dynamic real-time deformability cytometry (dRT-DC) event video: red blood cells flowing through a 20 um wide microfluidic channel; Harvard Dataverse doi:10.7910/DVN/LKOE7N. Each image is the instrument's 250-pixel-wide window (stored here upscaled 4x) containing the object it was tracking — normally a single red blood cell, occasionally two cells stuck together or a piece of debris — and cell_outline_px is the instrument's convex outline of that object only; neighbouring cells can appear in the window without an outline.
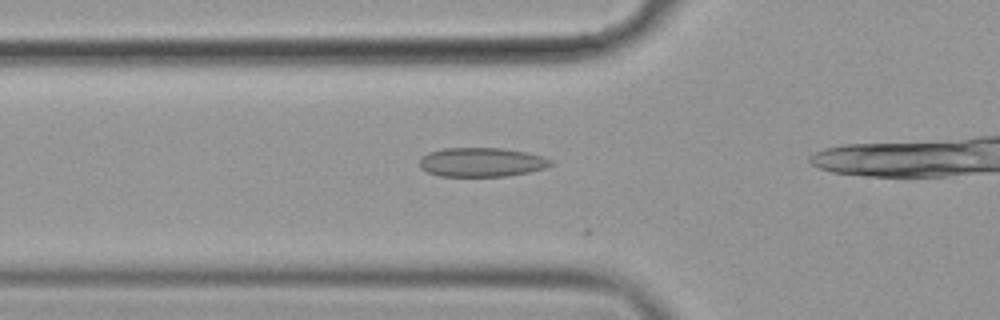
{"species": "common noctule bat (a hibernating species)", "species_latin": "Nyctalus noctula", "temperature_condition": "cold", "stored_images_in_passage": 10, "camera_frame_rate_fps": 3000, "um_per_image_px": 0.085, "animal": {"sex": "female", "body_mass_g": 19.9}, "frame": {"image": 1, "passage_image": 7, "time_ms": 2.0, "image_size_px": [1000, 320], "cell_outline_px": [[552, 164], [544, 168], [528, 172], [508, 176], [440, 176], [428, 172], [420, 168], [420, 156], [428, 152], [444, 148], [500, 148], [524, 152], [540, 156], [552, 160]], "centroid_in_image_um": [40.88, 13.79], "position_along_channel_um": 84.9, "area_um2": 22.14}}